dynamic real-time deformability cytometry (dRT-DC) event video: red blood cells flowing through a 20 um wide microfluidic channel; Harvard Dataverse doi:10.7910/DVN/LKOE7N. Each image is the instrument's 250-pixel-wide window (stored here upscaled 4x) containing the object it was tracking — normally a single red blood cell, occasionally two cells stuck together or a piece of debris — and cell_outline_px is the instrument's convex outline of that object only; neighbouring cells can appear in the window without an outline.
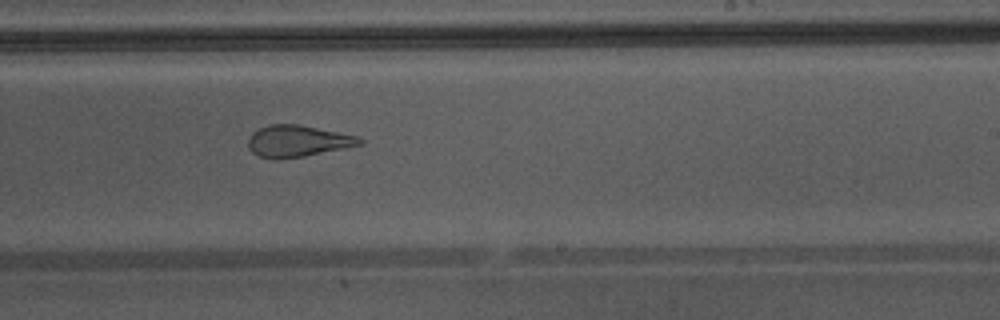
{"species": "Egyptian fruit bat (a non-hibernating species)", "species_latin": "Rousettus aegyptiacus", "temperature_condition": "warm", "stored_images_in_passage": 30, "camera_frame_rate_fps": 3000, "um_per_image_px": 0.085, "animal": {"sex": "male"}, "frame": {"image": 1, "passage_image": 18, "time_ms": 5.667, "image_size_px": [1000, 320], "cell_outline_px": [[364, 144], [304, 156], [280, 160], [272, 160], [256, 156], [248, 148], [248, 140], [252, 132], [268, 124], [296, 124], [356, 136], [364, 140]], "centroid_in_image_um": [25.23, 12.02], "position_along_channel_um": 263.8, "area_um2": 20.58}}